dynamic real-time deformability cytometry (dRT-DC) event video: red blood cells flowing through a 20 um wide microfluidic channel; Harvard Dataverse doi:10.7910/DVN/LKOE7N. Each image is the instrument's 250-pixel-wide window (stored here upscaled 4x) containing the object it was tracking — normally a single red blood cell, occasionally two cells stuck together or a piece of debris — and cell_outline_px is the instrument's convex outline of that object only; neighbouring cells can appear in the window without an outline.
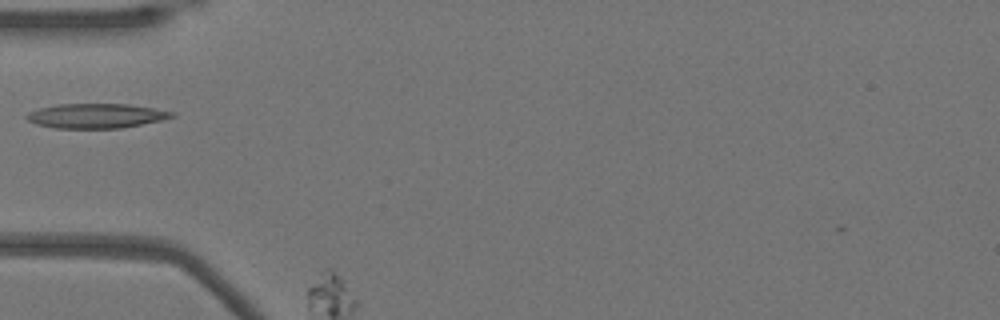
{"species": "Egyptian fruit bat (a non-hibernating species)", "species_latin": "Rousettus aegyptiacus", "temperature_condition": "warm", "stored_images_in_passage": 3, "segment_of_instrument_passage": [1, 2], "camera_frame_rate_fps": 3000, "um_per_image_px": 0.085, "animal": {"sex": "female"}, "frame": {"image": 1, "passage_image": 1, "time_ms": 0.0, "image_size_px": [1000, 320], "cell_outline_px": [[176, 116], [164, 120], [120, 128], [56, 128], [36, 124], [28, 120], [24, 116], [28, 112], [40, 108], [56, 104], [128, 104], [176, 112]], "centroid_in_image_um": [8.19, 9.84], "position_along_channel_um": 76.8, "area_um2": 20.87}}